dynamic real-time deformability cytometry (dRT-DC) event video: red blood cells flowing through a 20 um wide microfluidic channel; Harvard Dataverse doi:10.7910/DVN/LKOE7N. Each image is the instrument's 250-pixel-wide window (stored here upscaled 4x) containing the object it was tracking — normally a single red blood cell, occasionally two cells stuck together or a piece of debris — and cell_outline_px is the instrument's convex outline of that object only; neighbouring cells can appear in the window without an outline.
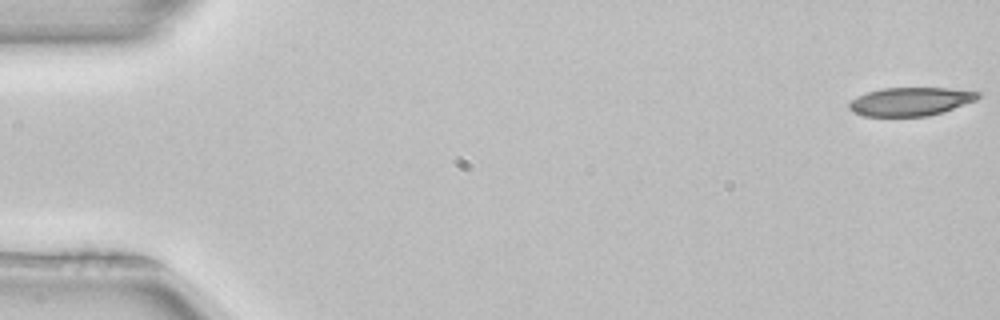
{"species": "common noctule bat (a hibernating species)", "species_latin": "Nyctalus noctula", "temperature_condition": "room temperature", "stored_images_in_passage": 52, "camera_frame_rate_fps": 3000, "um_per_image_px": 0.085, "animal": {"sex": "female", "body_mass_g": 22.7, "forearm_length_mm": 54.2}, "frame": {"image": 1, "passage_image": 1, "time_ms": 0.0, "image_size_px": [1000, 320], "cell_outline_px": [[980, 96], [976, 100], [928, 116], [864, 116], [852, 112], [848, 108], [848, 104], [856, 96], [880, 88], [948, 88], [980, 92]], "centroid_in_image_um": [77.34, 8.62], "position_along_channel_um": 7.7, "area_um2": 21.21}}
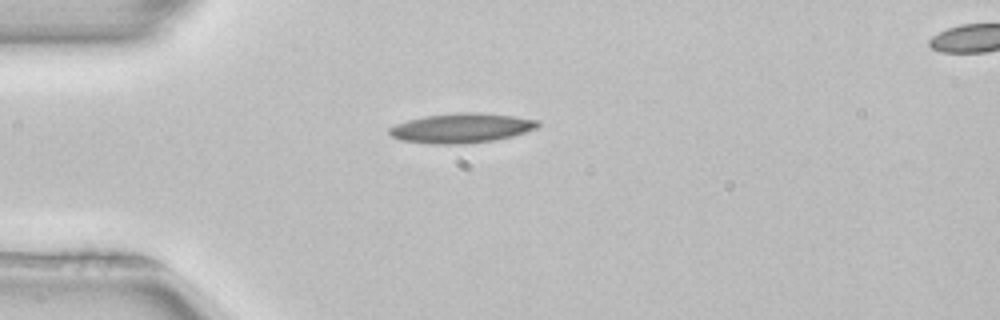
{"frame": {"image": 2, "passage_image": 14, "time_ms": 4.333, "image_size_px": [1000, 320], "cell_outline_px": [[540, 124], [536, 128], [512, 136], [492, 140], [456, 144], [432, 144], [400, 140], [392, 136], [388, 132], [388, 128], [396, 124], [408, 120], [424, 116], [456, 112], [476, 112], [512, 116], [540, 120]], "centroid_in_image_um": [39.19, 10.88], "position_along_channel_um": 45.8, "area_um2": 25.49}}